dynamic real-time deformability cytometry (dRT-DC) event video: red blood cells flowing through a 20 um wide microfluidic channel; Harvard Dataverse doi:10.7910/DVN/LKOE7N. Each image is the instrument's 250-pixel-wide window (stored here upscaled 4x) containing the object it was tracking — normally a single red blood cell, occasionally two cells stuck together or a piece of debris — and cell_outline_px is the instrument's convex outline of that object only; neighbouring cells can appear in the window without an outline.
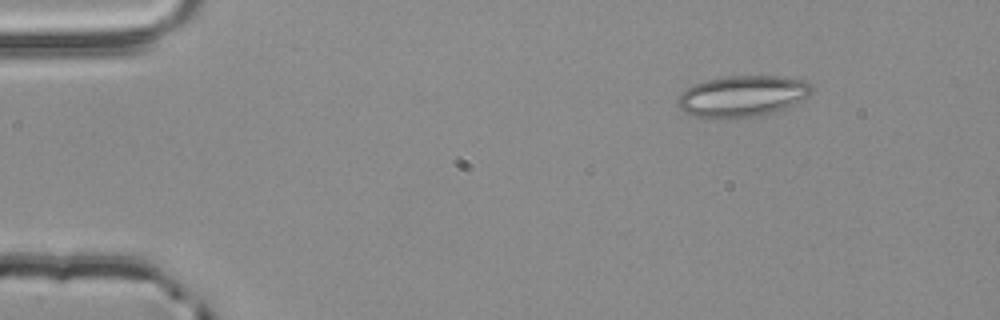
{"species": "common noctule bat (a hibernating species)", "species_latin": "Nyctalus noctula", "temperature_condition": "room temperature", "stored_images_in_passage": 3, "camera_frame_rate_fps": 3000, "um_per_image_px": 0.085, "animal": {"sex": "male", "body_mass_g": 20.4}, "frame": {"image": 1, "passage_image": 1, "time_ms": 0.0, "image_size_px": [1000, 320], "cell_outline_px": [[812, 92], [808, 96], [784, 108], [772, 112], [732, 120], [696, 116], [680, 108], [676, 104], [676, 100], [680, 92], [692, 84], [708, 80], [728, 76], [776, 76], [804, 80], [812, 84]], "centroid_in_image_um": [63.06, 8.17], "position_along_channel_um": 21.9, "area_um2": 32.14}}
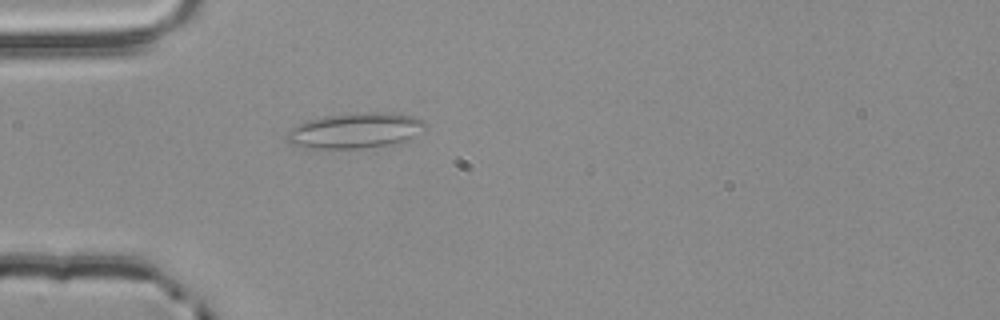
{"frame": {"image": 2, "passage_image": 3, "time_ms": 0.667, "image_size_px": [1000, 320], "cell_outline_px": [[424, 128], [412, 136], [404, 140], [384, 144], [360, 148], [296, 148], [288, 144], [288, 128], [296, 124], [308, 120], [324, 116], [364, 112], [400, 112], [416, 116], [424, 120]], "centroid_in_image_um": [30.12, 11.07], "position_along_channel_um": 54.9, "area_um2": 28.55}}